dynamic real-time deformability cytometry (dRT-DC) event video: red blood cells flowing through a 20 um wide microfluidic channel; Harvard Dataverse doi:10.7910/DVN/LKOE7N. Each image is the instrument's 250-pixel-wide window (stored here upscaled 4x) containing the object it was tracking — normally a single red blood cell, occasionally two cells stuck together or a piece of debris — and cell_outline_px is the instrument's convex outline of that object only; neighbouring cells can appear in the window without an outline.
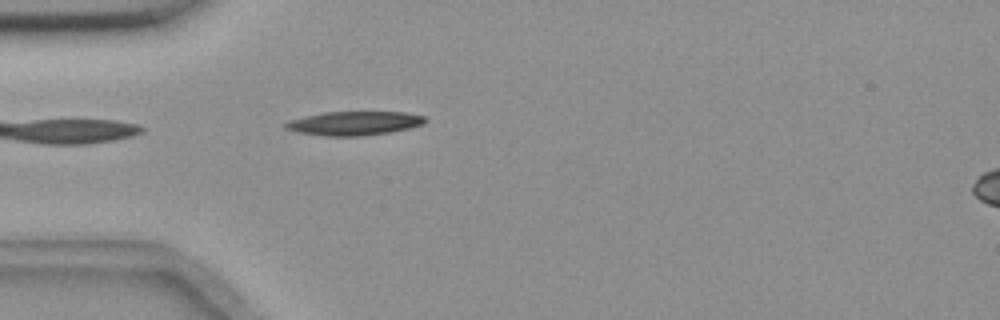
{"species": "common noctule bat (a hibernating species)", "species_latin": "Nyctalus noctula", "temperature_condition": "room temperature", "stored_images_in_passage": 5, "camera_frame_rate_fps": 3000, "um_per_image_px": 0.085, "animal": {"sex": "female", "body_mass_g": 18.4}, "frame": {"image": 1, "passage_image": 5, "time_ms": 1.333, "image_size_px": [1000, 320], "cell_outline_px": [[428, 120], [424, 124], [392, 132], [360, 136], [324, 136], [296, 132], [284, 128], [284, 124], [288, 120], [324, 112], [404, 112], [424, 116]], "centroid_in_image_um": [30.1, 10.48], "position_along_channel_um": 54.9, "area_um2": 19.54}}